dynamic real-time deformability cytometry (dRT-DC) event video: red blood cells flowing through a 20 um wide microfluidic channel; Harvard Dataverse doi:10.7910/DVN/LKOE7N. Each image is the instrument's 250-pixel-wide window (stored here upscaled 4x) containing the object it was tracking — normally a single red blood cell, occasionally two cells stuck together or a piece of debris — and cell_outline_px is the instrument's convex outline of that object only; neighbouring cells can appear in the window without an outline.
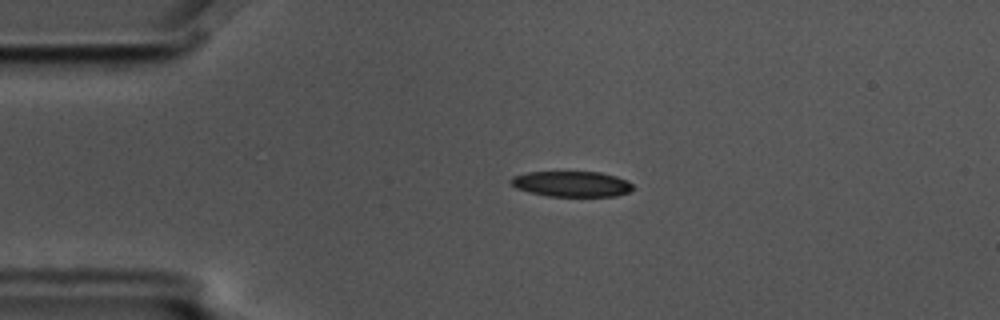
{"species": "common noctule bat (a hibernating species)", "species_latin": "Nyctalus noctula", "temperature_condition": "cold", "stored_images_in_passage": 2, "camera_frame_rate_fps": 3000, "um_per_image_px": 0.085, "animal": {"sex": "male", "body_mass_g": 17.5, "forearm_length_mm": 52.3}, "frame": {"image": 1, "passage_image": 1, "time_ms": 0.0, "image_size_px": [1000, 320], "cell_outline_px": [[632, 188], [628, 192], [616, 196], [548, 196], [528, 192], [516, 188], [508, 180], [512, 176], [528, 172], [600, 172], [616, 176], [628, 180], [632, 184]], "centroid_in_image_um": [48.57, 15.63], "position_along_channel_um": 36.4, "area_um2": 18.21}}